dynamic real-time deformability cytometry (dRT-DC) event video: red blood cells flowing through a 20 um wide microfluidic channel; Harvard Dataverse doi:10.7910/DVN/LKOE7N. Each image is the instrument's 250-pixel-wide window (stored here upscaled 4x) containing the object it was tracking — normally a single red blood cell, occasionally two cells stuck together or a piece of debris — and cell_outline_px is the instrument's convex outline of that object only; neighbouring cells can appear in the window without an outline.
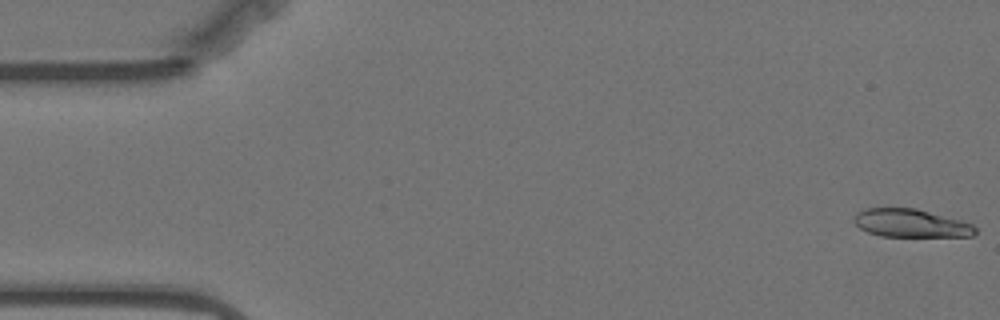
{"species": "Egyptian fruit bat (a non-hibernating species)", "species_latin": "Rousettus aegyptiacus", "temperature_condition": "warm", "stored_images_in_passage": 58, "camera_frame_rate_fps": 3000, "um_per_image_px": 0.085, "animal": {"sex": "female"}, "frame": {"image": 1, "passage_image": 1, "time_ms": 0.0, "image_size_px": [1000, 320], "cell_outline_px": [[976, 232], [972, 236], [880, 236], [868, 232], [860, 228], [852, 220], [852, 216], [856, 212], [864, 208], [916, 208], [960, 220], [972, 224], [976, 228]], "centroid_in_image_um": [77.37, 18.96], "position_along_channel_um": 7.6, "area_um2": 19.88}}
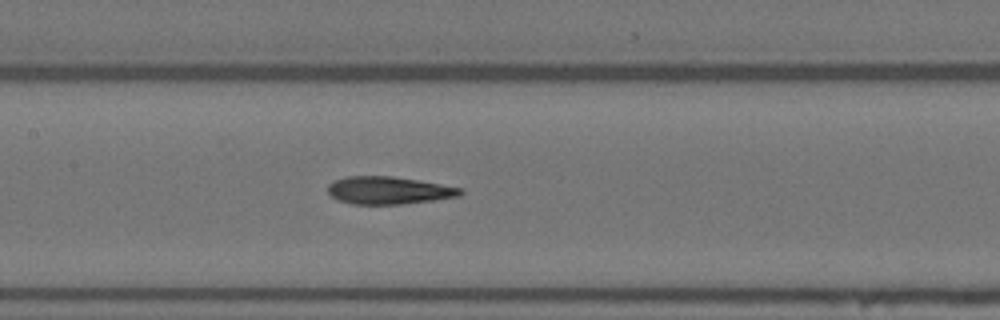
{"frame": {"image": 2, "passage_image": 26, "time_ms": 8.333, "image_size_px": [1000, 320], "cell_outline_px": [[464, 192], [460, 196], [432, 200], [400, 204], [352, 204], [336, 200], [328, 192], [328, 184], [332, 180], [344, 176], [392, 176], [440, 184], [460, 188]], "centroid_in_image_um": [32.97, 16.18], "position_along_channel_um": 174.4, "area_um2": 21.27}}
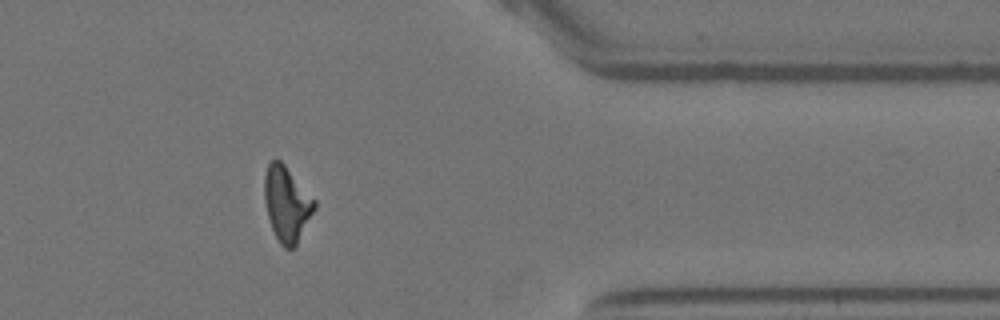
{"frame": {"image": 3, "passage_image": 46, "time_ms": 15.0, "image_size_px": [1000, 320], "cell_outline_px": [[316, 208], [296, 244], [292, 248], [284, 248], [280, 244], [272, 228], [268, 216], [264, 200], [264, 176], [268, 164], [276, 156], [284, 164], [316, 200]], "centroid_in_image_um": [24.37, 17.29], "position_along_channel_um": 387.0, "area_um2": 21.79}, "authors_computed_cell_mechanics": {"area_um2": 21.5016, "velocity_mm_per_s": 3.5135, "shape_relaxation_time_tau1_ms": null, "shape_relaxation_time_tau2_ms": 2.5532, "deformation_change_tau1": null, "deformation_change_tau2": 0.1126}}